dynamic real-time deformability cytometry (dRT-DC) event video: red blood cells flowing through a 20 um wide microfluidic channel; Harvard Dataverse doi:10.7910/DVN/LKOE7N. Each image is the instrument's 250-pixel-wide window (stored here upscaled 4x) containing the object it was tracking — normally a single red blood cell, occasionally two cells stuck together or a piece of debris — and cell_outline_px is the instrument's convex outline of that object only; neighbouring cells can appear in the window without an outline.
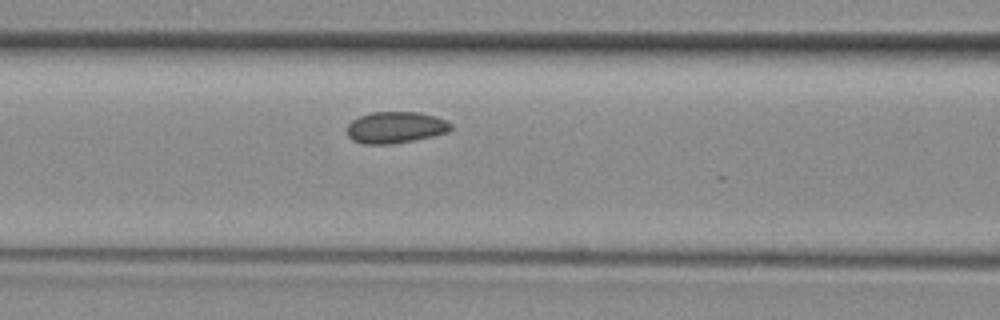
{"species": "common noctule bat (a hibernating species)", "species_latin": "Nyctalus noctula", "temperature_condition": "room temperature", "stored_images_in_passage": 5, "camera_frame_rate_fps": 3000, "um_per_image_px": 0.085, "animal": {"sex": "female", "body_mass_g": 29.2, "forearm_length_mm": 56.3}, "frame": {"image": 1, "passage_image": 4, "time_ms": 1.0, "image_size_px": [1000, 320], "cell_outline_px": [[452, 128], [448, 132], [432, 136], [392, 144], [364, 144], [352, 140], [348, 136], [348, 124], [352, 120], [360, 116], [372, 112], [420, 112], [436, 116], [452, 124]], "centroid_in_image_um": [33.62, 10.83], "position_along_channel_um": 133.0, "area_um2": 19.02}}